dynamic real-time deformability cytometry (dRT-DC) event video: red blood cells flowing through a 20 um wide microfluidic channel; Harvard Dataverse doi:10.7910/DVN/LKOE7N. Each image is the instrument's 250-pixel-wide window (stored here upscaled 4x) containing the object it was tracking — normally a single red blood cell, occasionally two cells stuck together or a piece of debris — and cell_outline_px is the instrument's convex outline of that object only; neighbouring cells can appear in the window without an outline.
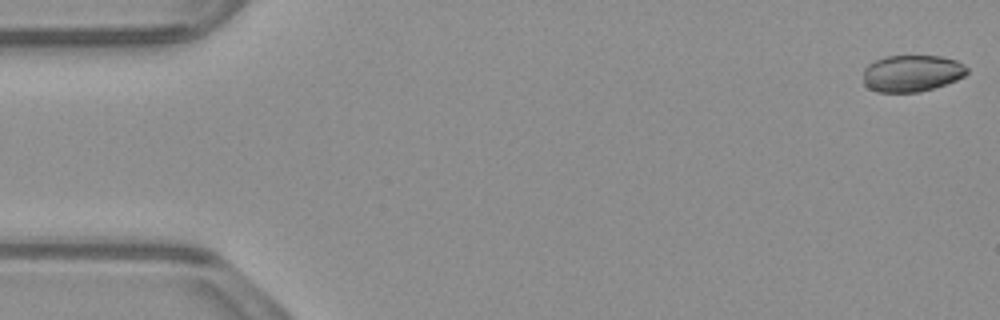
{"species": "common noctule bat (a hibernating species)", "species_latin": "Nyctalus noctula", "temperature_condition": "warm", "stored_images_in_passage": 53, "camera_frame_rate_fps": 3000, "um_per_image_px": 0.085, "animal": {"sex": "male", "body_mass_g": 23.1, "forearm_length_mm": 52.7}, "frame": {"image": 1, "passage_image": 1, "time_ms": 0.0, "image_size_px": [1000, 320], "cell_outline_px": [[968, 72], [964, 76], [956, 80], [920, 92], [876, 92], [868, 88], [864, 84], [864, 68], [868, 64], [876, 60], [888, 56], [940, 56], [956, 60], [964, 64], [968, 68]], "centroid_in_image_um": [77.5, 6.23], "position_along_channel_um": 7.5, "area_um2": 22.2}}
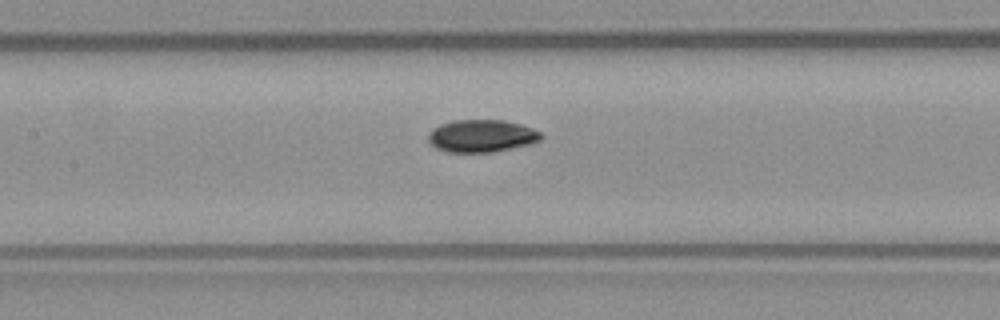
{"frame": {"image": 2, "passage_image": 24, "time_ms": 7.667, "image_size_px": [1000, 320], "cell_outline_px": [[544, 136], [540, 140], [528, 144], [492, 152], [444, 152], [428, 144], [428, 136], [432, 128], [440, 124], [456, 120], [504, 120], [520, 124], [532, 128], [540, 132]], "centroid_in_image_um": [40.89, 11.55], "position_along_channel_um": 166.5, "area_um2": 21.39}}
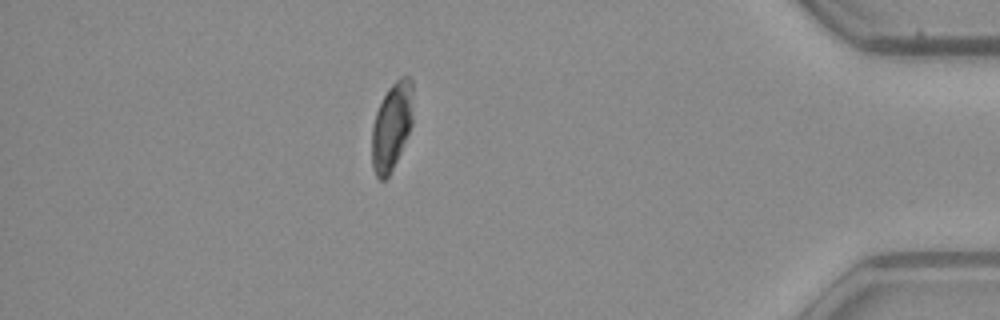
{"frame": {"image": 3, "passage_image": 46, "time_ms": 15.0, "image_size_px": [1000, 320], "cell_outline_px": [[412, 124], [408, 136], [388, 176], [384, 180], [380, 180], [376, 176], [372, 168], [372, 124], [376, 112], [388, 88], [400, 76], [408, 76], [412, 80]], "centroid_in_image_um": [33.29, 10.72], "position_along_channel_um": 401.9, "area_um2": 20.92}, "authors_computed_cell_mechanics": {"area_um2": 22.1374, "velocity_mm_per_s": 3.8833, "shape_relaxation_time_tau1_ms": 2.9335, "shape_relaxation_time_tau2_ms": 10.0194, "deformation_change_tau1": 0.1072, "deformation_change_tau2": 0.1214}}